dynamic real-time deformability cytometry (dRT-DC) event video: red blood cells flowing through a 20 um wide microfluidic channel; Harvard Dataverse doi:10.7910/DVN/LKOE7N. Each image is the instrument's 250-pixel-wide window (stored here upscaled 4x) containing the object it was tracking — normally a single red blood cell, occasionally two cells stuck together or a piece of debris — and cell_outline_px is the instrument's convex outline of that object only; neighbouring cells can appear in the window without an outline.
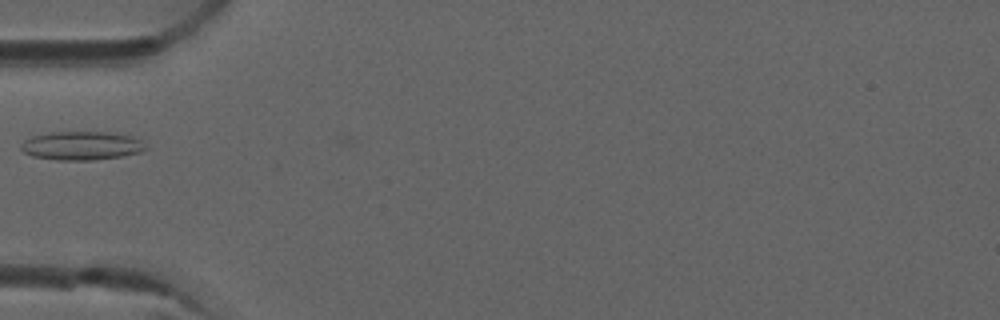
{"species": "common noctule bat (a hibernating species)", "species_latin": "Nyctalus noctula", "temperature_condition": "room temperature", "stored_images_in_passage": 7, "camera_frame_rate_fps": 3000, "um_per_image_px": 0.085, "animal": {"sex": "male", "forearm_length_mm": 52.5}, "frame": {"image": 1, "passage_image": 7, "time_ms": 2.0, "image_size_px": [1000, 320], "cell_outline_px": [[148, 148], [140, 152], [120, 156], [92, 160], [56, 160], [32, 156], [24, 152], [20, 148], [20, 144], [24, 140], [32, 136], [52, 132], [112, 132], [132, 136], [140, 140]], "centroid_in_image_um": [6.91, 12.38], "position_along_channel_um": 78.1, "area_um2": 20.81}}